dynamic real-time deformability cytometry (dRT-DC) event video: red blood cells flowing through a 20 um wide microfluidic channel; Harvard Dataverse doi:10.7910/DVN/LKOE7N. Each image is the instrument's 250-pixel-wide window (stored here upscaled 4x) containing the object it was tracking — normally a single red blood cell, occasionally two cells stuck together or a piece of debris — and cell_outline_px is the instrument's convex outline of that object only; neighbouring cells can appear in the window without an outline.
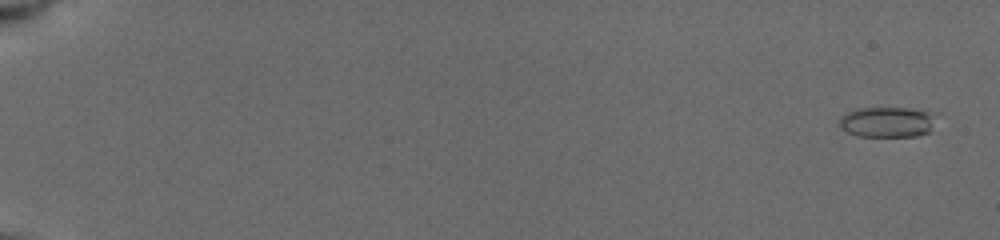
{"species": "common noctule bat (a hibernating species)", "species_latin": "Nyctalus noctula", "temperature_condition": "cold", "stored_images_in_passage": 23, "camera_frame_rate_fps": 3000, "um_per_image_px": 0.085, "animal": {"sex": "female", "body_mass_g": 19.5, "forearm_length_mm": 54.1}, "frame": {"image": 1, "passage_image": 3, "time_ms": 0.667, "image_size_px": [1000, 240], "cell_outline_px": [[932, 116], [928, 132], [916, 136], [856, 136], [840, 128], [836, 120], [840, 116], [856, 108], [908, 108], [928, 112]], "centroid_in_image_um": [75.26, 10.37], "position_along_channel_um": 9.7, "area_um2": 16.88}}
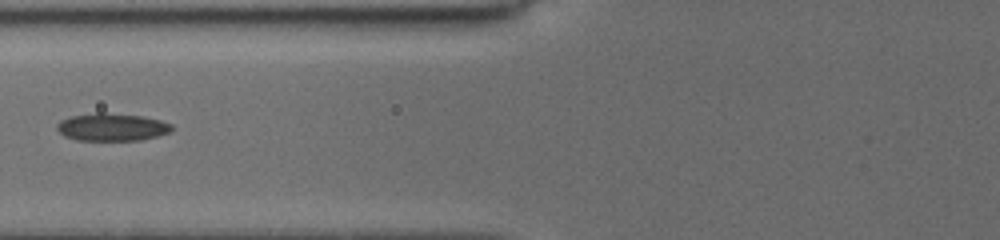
{"frame": {"image": 2, "passage_image": 18, "time_ms": 8.333, "image_size_px": [1000, 240], "cell_outline_px": [[172, 132], [140, 140], [76, 140], [64, 136], [56, 128], [56, 124], [60, 120], [72, 116], [96, 112], [104, 112], [144, 116], [160, 120], [172, 124]], "centroid_in_image_um": [9.51, 10.79], "position_along_channel_um": 116.3, "area_um2": 18.61}}
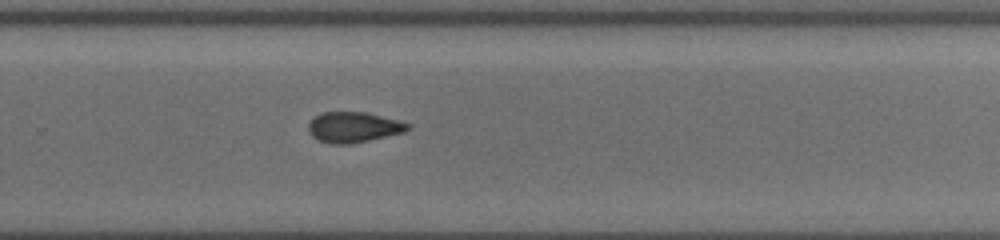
{"frame": {"image": 3, "passage_image": 23, "time_ms": 13.0, "image_size_px": [1000, 240], "cell_outline_px": [[412, 128], [404, 132], [368, 140], [348, 144], [328, 144], [312, 136], [308, 132], [308, 124], [320, 112], [364, 112], [400, 120], [412, 124]], "centroid_in_image_um": [30.07, 10.81], "position_along_channel_um": 299.7, "area_um2": 17.69}}